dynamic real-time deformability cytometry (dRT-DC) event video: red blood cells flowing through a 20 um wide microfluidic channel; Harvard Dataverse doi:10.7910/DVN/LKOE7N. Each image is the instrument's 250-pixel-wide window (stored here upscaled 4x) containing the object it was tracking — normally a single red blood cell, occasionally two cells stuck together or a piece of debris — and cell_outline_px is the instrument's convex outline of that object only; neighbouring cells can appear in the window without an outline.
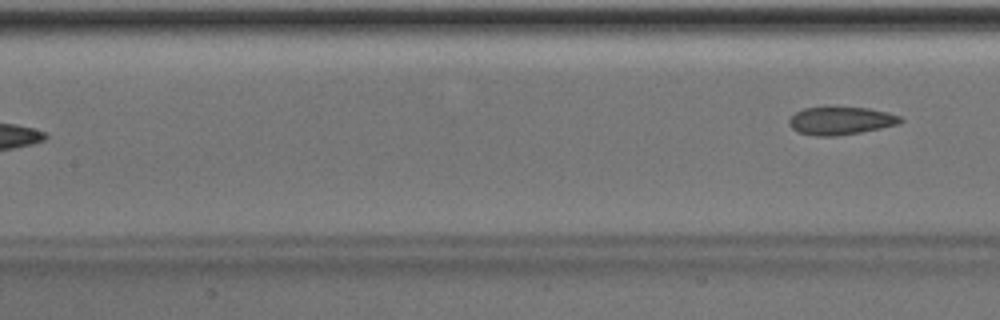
{"species": "Egyptian fruit bat (a non-hibernating species)", "species_latin": "Rousettus aegyptiacus", "temperature_condition": "room temperature", "stored_images_in_passage": 7, "camera_frame_rate_fps": 3000, "um_per_image_px": 0.085, "animal": {"sex": "male"}, "frame": {"image": 1, "passage_image": 7, "time_ms": 7.333, "image_size_px": [1000, 320], "cell_outline_px": [[904, 120], [900, 124], [860, 132], [836, 136], [816, 136], [796, 132], [788, 124], [788, 120], [796, 112], [804, 108], [868, 108], [888, 112], [900, 116]], "centroid_in_image_um": [71.46, 10.28], "position_along_channel_um": 135.9, "area_um2": 17.98}}